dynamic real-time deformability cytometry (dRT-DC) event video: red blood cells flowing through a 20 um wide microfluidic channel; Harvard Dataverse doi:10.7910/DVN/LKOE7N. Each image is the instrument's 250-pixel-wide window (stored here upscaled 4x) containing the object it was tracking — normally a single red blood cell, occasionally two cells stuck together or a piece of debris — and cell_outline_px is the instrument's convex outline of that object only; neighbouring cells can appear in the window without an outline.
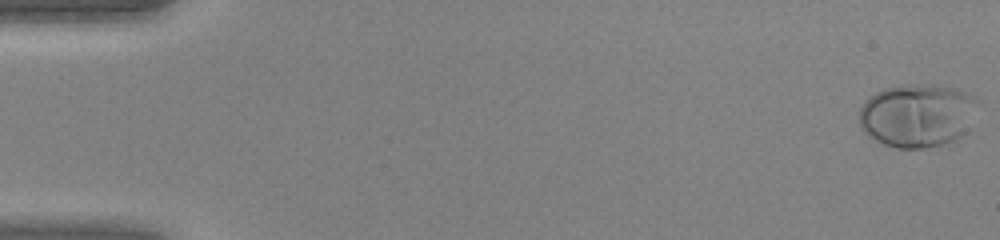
{"species": "human", "species_latin": "Homo sapiens", "temperature_condition": "warm", "stored_images_in_passage": 46, "camera_frame_rate_fps": 3000, "um_per_image_px": 0.085, "donor": {"sex": "female"}, "frame": {"image": 1, "passage_image": 1, "time_ms": 0.0, "image_size_px": [1000, 240], "cell_outline_px": [[976, 100], [964, 132], [956, 140], [924, 148], [896, 148], [884, 144], [868, 136], [860, 128], [860, 108], [876, 92], [884, 88], [904, 84], [932, 84], [956, 88], [972, 96]], "centroid_in_image_um": [77.9, 9.8], "position_along_channel_um": 7.1, "area_um2": 43.06}}
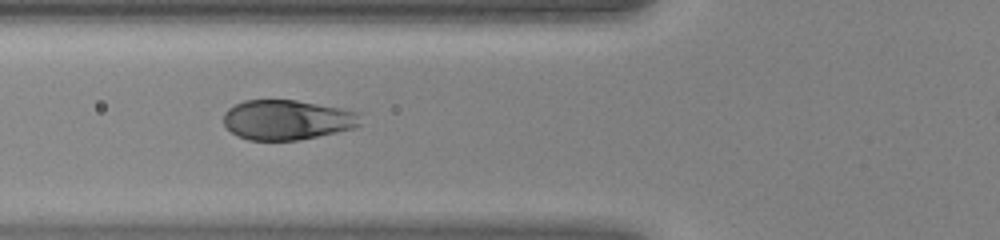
{"frame": {"image": 2, "passage_image": 18, "time_ms": 5.667, "image_size_px": [1000, 240], "cell_outline_px": [[360, 124], [356, 128], [300, 140], [248, 140], [236, 136], [224, 124], [224, 112], [228, 108], [244, 100], [296, 100], [340, 108], [360, 112]], "centroid_in_image_um": [24.41, 10.19], "position_along_channel_um": 101.4, "area_um2": 31.96}}
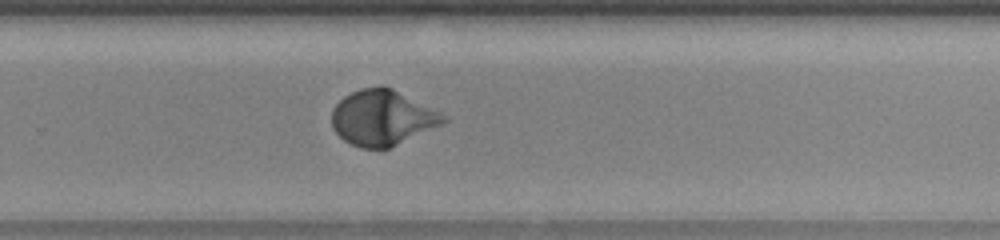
{"frame": {"image": 3, "passage_image": 31, "time_ms": 10.0, "image_size_px": [1000, 240], "cell_outline_px": [[448, 120], [440, 124], [388, 148], [360, 148], [344, 140], [332, 128], [332, 108], [344, 96], [360, 88], [380, 84], [384, 84], [448, 116]], "centroid_in_image_um": [32.46, 9.97], "position_along_channel_um": 297.3, "area_um2": 35.78}}